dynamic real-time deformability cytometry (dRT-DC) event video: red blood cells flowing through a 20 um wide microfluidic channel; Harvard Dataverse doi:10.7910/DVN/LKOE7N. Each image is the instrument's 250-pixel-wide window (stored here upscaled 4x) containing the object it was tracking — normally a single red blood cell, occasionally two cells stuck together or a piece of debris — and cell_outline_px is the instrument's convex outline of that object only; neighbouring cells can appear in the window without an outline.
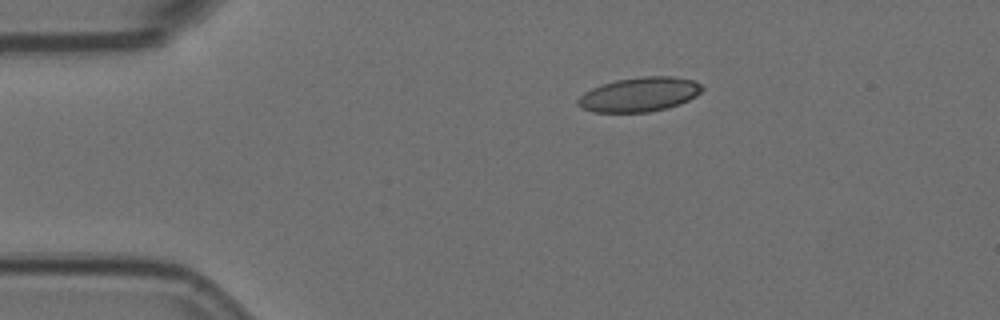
{"species": "Egyptian fruit bat (a non-hibernating species)", "species_latin": "Rousettus aegyptiacus", "temperature_condition": "room temperature", "stored_images_in_passage": 2, "camera_frame_rate_fps": 3000, "um_per_image_px": 0.085, "animal": {"sex": "female"}, "frame": {"image": 1, "passage_image": 1, "time_ms": 0.0, "image_size_px": [1000, 320], "cell_outline_px": [[704, 88], [696, 96], [680, 104], [648, 112], [592, 112], [580, 108], [576, 104], [576, 100], [584, 92], [592, 88], [616, 80], [640, 76], [672, 76], [696, 80]], "centroid_in_image_um": [54.34, 8.02], "position_along_channel_um": 30.7, "area_um2": 24.97}}